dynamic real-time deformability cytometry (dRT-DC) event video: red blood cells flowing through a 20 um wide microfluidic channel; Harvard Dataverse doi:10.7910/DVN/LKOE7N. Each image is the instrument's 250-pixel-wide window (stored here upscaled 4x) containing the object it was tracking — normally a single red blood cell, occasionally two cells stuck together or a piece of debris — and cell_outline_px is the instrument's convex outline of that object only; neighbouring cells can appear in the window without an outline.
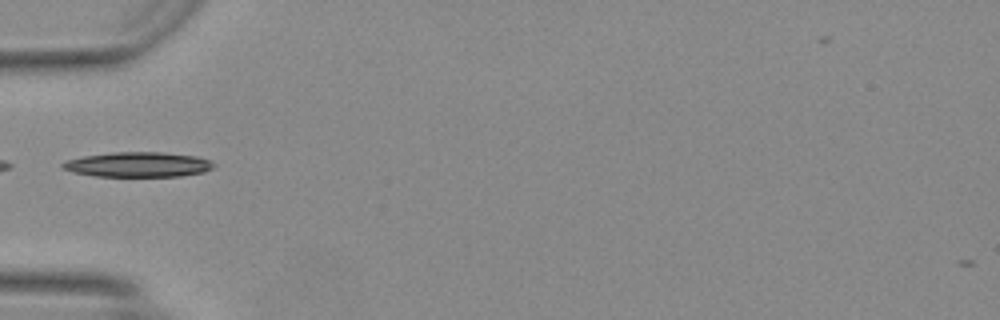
{"species": "Egyptian fruit bat (a non-hibernating species)", "species_latin": "Rousettus aegyptiacus", "temperature_condition": "warm", "stored_images_in_passage": 5, "camera_frame_rate_fps": 3000, "um_per_image_px": 0.085, "animal": {"sex": "female"}, "frame": {"image": 1, "passage_image": 1, "time_ms": 0.0, "image_size_px": [1000, 320], "cell_outline_px": [[216, 164], [212, 168], [204, 172], [180, 176], [96, 176], [72, 172], [60, 168], [60, 164], [64, 160], [84, 156], [112, 152], [160, 152], [196, 156], [212, 160]], "centroid_in_image_um": [11.71, 13.98], "position_along_channel_um": 73.3, "area_um2": 22.14}}